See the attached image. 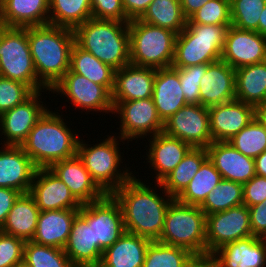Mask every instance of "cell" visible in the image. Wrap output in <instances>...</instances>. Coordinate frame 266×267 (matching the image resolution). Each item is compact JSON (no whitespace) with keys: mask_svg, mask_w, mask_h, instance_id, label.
Returning <instances> with one entry per match:
<instances>
[{"mask_svg":"<svg viewBox=\"0 0 266 267\" xmlns=\"http://www.w3.org/2000/svg\"><path fill=\"white\" fill-rule=\"evenodd\" d=\"M111 195L122 210L125 232L151 241H157L160 238L165 215L173 197L164 192L165 200L135 176Z\"/></svg>","mask_w":266,"mask_h":267,"instance_id":"obj_1","label":"cell"},{"mask_svg":"<svg viewBox=\"0 0 266 267\" xmlns=\"http://www.w3.org/2000/svg\"><path fill=\"white\" fill-rule=\"evenodd\" d=\"M28 41L37 78L51 90L70 69L74 31L52 24L32 26Z\"/></svg>","mask_w":266,"mask_h":267,"instance_id":"obj_2","label":"cell"},{"mask_svg":"<svg viewBox=\"0 0 266 267\" xmlns=\"http://www.w3.org/2000/svg\"><path fill=\"white\" fill-rule=\"evenodd\" d=\"M63 120L47 110L21 144L37 168H50L58 161L77 155L79 139Z\"/></svg>","mask_w":266,"mask_h":267,"instance_id":"obj_3","label":"cell"},{"mask_svg":"<svg viewBox=\"0 0 266 267\" xmlns=\"http://www.w3.org/2000/svg\"><path fill=\"white\" fill-rule=\"evenodd\" d=\"M73 31L80 48L115 71L130 64L128 22L90 18Z\"/></svg>","mask_w":266,"mask_h":267,"instance_id":"obj_4","label":"cell"},{"mask_svg":"<svg viewBox=\"0 0 266 267\" xmlns=\"http://www.w3.org/2000/svg\"><path fill=\"white\" fill-rule=\"evenodd\" d=\"M230 25L187 24L177 34L171 67L185 68L221 60Z\"/></svg>","mask_w":266,"mask_h":267,"instance_id":"obj_5","label":"cell"},{"mask_svg":"<svg viewBox=\"0 0 266 267\" xmlns=\"http://www.w3.org/2000/svg\"><path fill=\"white\" fill-rule=\"evenodd\" d=\"M130 64L154 69L171 67L177 33L139 19L128 22Z\"/></svg>","mask_w":266,"mask_h":267,"instance_id":"obj_6","label":"cell"},{"mask_svg":"<svg viewBox=\"0 0 266 267\" xmlns=\"http://www.w3.org/2000/svg\"><path fill=\"white\" fill-rule=\"evenodd\" d=\"M157 241L186 248L193 254L207 253L206 214L199 206L184 204L174 198L168 206L163 231Z\"/></svg>","mask_w":266,"mask_h":267,"instance_id":"obj_7","label":"cell"},{"mask_svg":"<svg viewBox=\"0 0 266 267\" xmlns=\"http://www.w3.org/2000/svg\"><path fill=\"white\" fill-rule=\"evenodd\" d=\"M0 76L20 81L34 92L49 90L37 78L28 41V27L0 28Z\"/></svg>","mask_w":266,"mask_h":267,"instance_id":"obj_8","label":"cell"},{"mask_svg":"<svg viewBox=\"0 0 266 267\" xmlns=\"http://www.w3.org/2000/svg\"><path fill=\"white\" fill-rule=\"evenodd\" d=\"M114 136H109L103 142L88 147V144L79 140L77 155L84 167L90 173L92 180L105 193L112 194L124 185L133 175L128 168L119 173L121 155Z\"/></svg>","mask_w":266,"mask_h":267,"instance_id":"obj_9","label":"cell"},{"mask_svg":"<svg viewBox=\"0 0 266 267\" xmlns=\"http://www.w3.org/2000/svg\"><path fill=\"white\" fill-rule=\"evenodd\" d=\"M163 132L192 148H207L213 142L208 107L187 104L164 123Z\"/></svg>","mask_w":266,"mask_h":267,"instance_id":"obj_10","label":"cell"},{"mask_svg":"<svg viewBox=\"0 0 266 267\" xmlns=\"http://www.w3.org/2000/svg\"><path fill=\"white\" fill-rule=\"evenodd\" d=\"M250 236V215L245 204L206 215L207 253H213L229 242Z\"/></svg>","mask_w":266,"mask_h":267,"instance_id":"obj_11","label":"cell"},{"mask_svg":"<svg viewBox=\"0 0 266 267\" xmlns=\"http://www.w3.org/2000/svg\"><path fill=\"white\" fill-rule=\"evenodd\" d=\"M63 250L75 267L99 266L103 252L94 242L93 202L81 206Z\"/></svg>","mask_w":266,"mask_h":267,"instance_id":"obj_12","label":"cell"},{"mask_svg":"<svg viewBox=\"0 0 266 267\" xmlns=\"http://www.w3.org/2000/svg\"><path fill=\"white\" fill-rule=\"evenodd\" d=\"M113 113L120 114L121 140L142 138L147 133L154 136L163 132L164 122L158 115L152 97L118 102L113 107Z\"/></svg>","mask_w":266,"mask_h":267,"instance_id":"obj_13","label":"cell"},{"mask_svg":"<svg viewBox=\"0 0 266 267\" xmlns=\"http://www.w3.org/2000/svg\"><path fill=\"white\" fill-rule=\"evenodd\" d=\"M50 91L59 94L61 92L77 108L113 112L111 93L104 86L94 83L70 69Z\"/></svg>","mask_w":266,"mask_h":267,"instance_id":"obj_14","label":"cell"},{"mask_svg":"<svg viewBox=\"0 0 266 267\" xmlns=\"http://www.w3.org/2000/svg\"><path fill=\"white\" fill-rule=\"evenodd\" d=\"M221 60L234 69L266 61V36L230 25Z\"/></svg>","mask_w":266,"mask_h":267,"instance_id":"obj_15","label":"cell"},{"mask_svg":"<svg viewBox=\"0 0 266 267\" xmlns=\"http://www.w3.org/2000/svg\"><path fill=\"white\" fill-rule=\"evenodd\" d=\"M29 194L40 211L81 209L82 206L50 168L37 169Z\"/></svg>","mask_w":266,"mask_h":267,"instance_id":"obj_16","label":"cell"},{"mask_svg":"<svg viewBox=\"0 0 266 267\" xmlns=\"http://www.w3.org/2000/svg\"><path fill=\"white\" fill-rule=\"evenodd\" d=\"M213 142H229L255 119V107L239 100L208 107Z\"/></svg>","mask_w":266,"mask_h":267,"instance_id":"obj_17","label":"cell"},{"mask_svg":"<svg viewBox=\"0 0 266 267\" xmlns=\"http://www.w3.org/2000/svg\"><path fill=\"white\" fill-rule=\"evenodd\" d=\"M40 94V91L34 92L23 103L0 115V130L6 136L4 145L21 146L36 122L48 110L38 101Z\"/></svg>","mask_w":266,"mask_h":267,"instance_id":"obj_18","label":"cell"},{"mask_svg":"<svg viewBox=\"0 0 266 267\" xmlns=\"http://www.w3.org/2000/svg\"><path fill=\"white\" fill-rule=\"evenodd\" d=\"M156 69L128 64L114 73L113 107L121 101L152 97Z\"/></svg>","mask_w":266,"mask_h":267,"instance_id":"obj_19","label":"cell"},{"mask_svg":"<svg viewBox=\"0 0 266 267\" xmlns=\"http://www.w3.org/2000/svg\"><path fill=\"white\" fill-rule=\"evenodd\" d=\"M4 148L0 150V187L29 193L38 168L21 146L5 145Z\"/></svg>","mask_w":266,"mask_h":267,"instance_id":"obj_20","label":"cell"},{"mask_svg":"<svg viewBox=\"0 0 266 267\" xmlns=\"http://www.w3.org/2000/svg\"><path fill=\"white\" fill-rule=\"evenodd\" d=\"M50 169L68 186L81 205L98 201L106 195L92 180L78 155L58 161Z\"/></svg>","mask_w":266,"mask_h":267,"instance_id":"obj_21","label":"cell"},{"mask_svg":"<svg viewBox=\"0 0 266 267\" xmlns=\"http://www.w3.org/2000/svg\"><path fill=\"white\" fill-rule=\"evenodd\" d=\"M124 232L122 210L111 194L93 202L94 242L102 252L113 245Z\"/></svg>","mask_w":266,"mask_h":267,"instance_id":"obj_22","label":"cell"},{"mask_svg":"<svg viewBox=\"0 0 266 267\" xmlns=\"http://www.w3.org/2000/svg\"><path fill=\"white\" fill-rule=\"evenodd\" d=\"M207 151L222 179L244 185L256 175L254 158L243 155L229 142H212Z\"/></svg>","mask_w":266,"mask_h":267,"instance_id":"obj_23","label":"cell"},{"mask_svg":"<svg viewBox=\"0 0 266 267\" xmlns=\"http://www.w3.org/2000/svg\"><path fill=\"white\" fill-rule=\"evenodd\" d=\"M200 104L211 107L236 99L235 69L219 60L207 66L200 83Z\"/></svg>","mask_w":266,"mask_h":267,"instance_id":"obj_24","label":"cell"},{"mask_svg":"<svg viewBox=\"0 0 266 267\" xmlns=\"http://www.w3.org/2000/svg\"><path fill=\"white\" fill-rule=\"evenodd\" d=\"M213 254L221 267H266V238L252 235L229 242Z\"/></svg>","mask_w":266,"mask_h":267,"instance_id":"obj_25","label":"cell"},{"mask_svg":"<svg viewBox=\"0 0 266 267\" xmlns=\"http://www.w3.org/2000/svg\"><path fill=\"white\" fill-rule=\"evenodd\" d=\"M152 99L164 123L188 104L182 91L179 73L173 67L156 69Z\"/></svg>","mask_w":266,"mask_h":267,"instance_id":"obj_26","label":"cell"},{"mask_svg":"<svg viewBox=\"0 0 266 267\" xmlns=\"http://www.w3.org/2000/svg\"><path fill=\"white\" fill-rule=\"evenodd\" d=\"M151 140L147 159L152 165L151 169L157 173L156 182L160 183L183 160L192 147L164 132L152 136Z\"/></svg>","mask_w":266,"mask_h":267,"instance_id":"obj_27","label":"cell"},{"mask_svg":"<svg viewBox=\"0 0 266 267\" xmlns=\"http://www.w3.org/2000/svg\"><path fill=\"white\" fill-rule=\"evenodd\" d=\"M49 11V0H0V19L5 27L49 24Z\"/></svg>","mask_w":266,"mask_h":267,"instance_id":"obj_28","label":"cell"},{"mask_svg":"<svg viewBox=\"0 0 266 267\" xmlns=\"http://www.w3.org/2000/svg\"><path fill=\"white\" fill-rule=\"evenodd\" d=\"M80 209L40 211L33 242L63 249Z\"/></svg>","mask_w":266,"mask_h":267,"instance_id":"obj_29","label":"cell"},{"mask_svg":"<svg viewBox=\"0 0 266 267\" xmlns=\"http://www.w3.org/2000/svg\"><path fill=\"white\" fill-rule=\"evenodd\" d=\"M150 239L124 232L102 253L98 267H142Z\"/></svg>","mask_w":266,"mask_h":267,"instance_id":"obj_30","label":"cell"},{"mask_svg":"<svg viewBox=\"0 0 266 267\" xmlns=\"http://www.w3.org/2000/svg\"><path fill=\"white\" fill-rule=\"evenodd\" d=\"M40 210L34 198L21 194L9 211L1 232L22 240L31 241L35 235Z\"/></svg>","mask_w":266,"mask_h":267,"instance_id":"obj_31","label":"cell"},{"mask_svg":"<svg viewBox=\"0 0 266 267\" xmlns=\"http://www.w3.org/2000/svg\"><path fill=\"white\" fill-rule=\"evenodd\" d=\"M235 93L254 107L266 101V61L235 69Z\"/></svg>","mask_w":266,"mask_h":267,"instance_id":"obj_32","label":"cell"},{"mask_svg":"<svg viewBox=\"0 0 266 267\" xmlns=\"http://www.w3.org/2000/svg\"><path fill=\"white\" fill-rule=\"evenodd\" d=\"M208 158L207 148H191L183 160L160 182V189L164 188L171 197L177 198Z\"/></svg>","mask_w":266,"mask_h":267,"instance_id":"obj_33","label":"cell"},{"mask_svg":"<svg viewBox=\"0 0 266 267\" xmlns=\"http://www.w3.org/2000/svg\"><path fill=\"white\" fill-rule=\"evenodd\" d=\"M70 70L104 86L110 93L113 90L115 70L76 43L73 44L70 53Z\"/></svg>","mask_w":266,"mask_h":267,"instance_id":"obj_34","label":"cell"},{"mask_svg":"<svg viewBox=\"0 0 266 267\" xmlns=\"http://www.w3.org/2000/svg\"><path fill=\"white\" fill-rule=\"evenodd\" d=\"M49 10V24L72 30L92 18L91 0H49Z\"/></svg>","mask_w":266,"mask_h":267,"instance_id":"obj_35","label":"cell"},{"mask_svg":"<svg viewBox=\"0 0 266 267\" xmlns=\"http://www.w3.org/2000/svg\"><path fill=\"white\" fill-rule=\"evenodd\" d=\"M221 180L220 172L215 168L213 162L207 158L195 173L188 186L176 199L184 204L200 206L206 196Z\"/></svg>","mask_w":266,"mask_h":267,"instance_id":"obj_36","label":"cell"},{"mask_svg":"<svg viewBox=\"0 0 266 267\" xmlns=\"http://www.w3.org/2000/svg\"><path fill=\"white\" fill-rule=\"evenodd\" d=\"M139 20L177 34L187 25L179 0H153Z\"/></svg>","mask_w":266,"mask_h":267,"instance_id":"obj_37","label":"cell"},{"mask_svg":"<svg viewBox=\"0 0 266 267\" xmlns=\"http://www.w3.org/2000/svg\"><path fill=\"white\" fill-rule=\"evenodd\" d=\"M242 204H244L243 185L234 181L222 179L206 196L204 202L199 207L206 215H209Z\"/></svg>","mask_w":266,"mask_h":267,"instance_id":"obj_38","label":"cell"},{"mask_svg":"<svg viewBox=\"0 0 266 267\" xmlns=\"http://www.w3.org/2000/svg\"><path fill=\"white\" fill-rule=\"evenodd\" d=\"M192 255L186 248L151 241L142 267H185Z\"/></svg>","mask_w":266,"mask_h":267,"instance_id":"obj_39","label":"cell"},{"mask_svg":"<svg viewBox=\"0 0 266 267\" xmlns=\"http://www.w3.org/2000/svg\"><path fill=\"white\" fill-rule=\"evenodd\" d=\"M23 262L31 267H75L63 249L26 241Z\"/></svg>","mask_w":266,"mask_h":267,"instance_id":"obj_40","label":"cell"},{"mask_svg":"<svg viewBox=\"0 0 266 267\" xmlns=\"http://www.w3.org/2000/svg\"><path fill=\"white\" fill-rule=\"evenodd\" d=\"M229 143L243 155L255 159L266 151V128L254 119L237 133Z\"/></svg>","mask_w":266,"mask_h":267,"instance_id":"obj_41","label":"cell"},{"mask_svg":"<svg viewBox=\"0 0 266 267\" xmlns=\"http://www.w3.org/2000/svg\"><path fill=\"white\" fill-rule=\"evenodd\" d=\"M266 0H230L231 25L258 32L260 14Z\"/></svg>","mask_w":266,"mask_h":267,"instance_id":"obj_42","label":"cell"},{"mask_svg":"<svg viewBox=\"0 0 266 267\" xmlns=\"http://www.w3.org/2000/svg\"><path fill=\"white\" fill-rule=\"evenodd\" d=\"M187 24L231 25L230 0H209L187 20Z\"/></svg>","mask_w":266,"mask_h":267,"instance_id":"obj_43","label":"cell"},{"mask_svg":"<svg viewBox=\"0 0 266 267\" xmlns=\"http://www.w3.org/2000/svg\"><path fill=\"white\" fill-rule=\"evenodd\" d=\"M33 93L28 85L0 76V115L23 103Z\"/></svg>","mask_w":266,"mask_h":267,"instance_id":"obj_44","label":"cell"},{"mask_svg":"<svg viewBox=\"0 0 266 267\" xmlns=\"http://www.w3.org/2000/svg\"><path fill=\"white\" fill-rule=\"evenodd\" d=\"M209 64H199L185 68H174L180 77V84L188 104H200V83Z\"/></svg>","mask_w":266,"mask_h":267,"instance_id":"obj_45","label":"cell"},{"mask_svg":"<svg viewBox=\"0 0 266 267\" xmlns=\"http://www.w3.org/2000/svg\"><path fill=\"white\" fill-rule=\"evenodd\" d=\"M25 241L0 231V267H16L23 261Z\"/></svg>","mask_w":266,"mask_h":267,"instance_id":"obj_46","label":"cell"},{"mask_svg":"<svg viewBox=\"0 0 266 267\" xmlns=\"http://www.w3.org/2000/svg\"><path fill=\"white\" fill-rule=\"evenodd\" d=\"M92 18L129 22L122 0H91Z\"/></svg>","mask_w":266,"mask_h":267,"instance_id":"obj_47","label":"cell"},{"mask_svg":"<svg viewBox=\"0 0 266 267\" xmlns=\"http://www.w3.org/2000/svg\"><path fill=\"white\" fill-rule=\"evenodd\" d=\"M266 199V177L255 175L243 185V203L254 206Z\"/></svg>","mask_w":266,"mask_h":267,"instance_id":"obj_48","label":"cell"},{"mask_svg":"<svg viewBox=\"0 0 266 267\" xmlns=\"http://www.w3.org/2000/svg\"><path fill=\"white\" fill-rule=\"evenodd\" d=\"M252 235L266 238V199L262 203L248 207Z\"/></svg>","mask_w":266,"mask_h":267,"instance_id":"obj_49","label":"cell"},{"mask_svg":"<svg viewBox=\"0 0 266 267\" xmlns=\"http://www.w3.org/2000/svg\"><path fill=\"white\" fill-rule=\"evenodd\" d=\"M21 194L16 189L0 187V229L6 221L9 211Z\"/></svg>","mask_w":266,"mask_h":267,"instance_id":"obj_50","label":"cell"},{"mask_svg":"<svg viewBox=\"0 0 266 267\" xmlns=\"http://www.w3.org/2000/svg\"><path fill=\"white\" fill-rule=\"evenodd\" d=\"M153 0H122L124 11L128 19H140Z\"/></svg>","mask_w":266,"mask_h":267,"instance_id":"obj_51","label":"cell"},{"mask_svg":"<svg viewBox=\"0 0 266 267\" xmlns=\"http://www.w3.org/2000/svg\"><path fill=\"white\" fill-rule=\"evenodd\" d=\"M218 264L213 253L193 254L185 267H215Z\"/></svg>","mask_w":266,"mask_h":267,"instance_id":"obj_52","label":"cell"},{"mask_svg":"<svg viewBox=\"0 0 266 267\" xmlns=\"http://www.w3.org/2000/svg\"><path fill=\"white\" fill-rule=\"evenodd\" d=\"M182 12L188 20L196 11H198L209 0H179Z\"/></svg>","mask_w":266,"mask_h":267,"instance_id":"obj_53","label":"cell"},{"mask_svg":"<svg viewBox=\"0 0 266 267\" xmlns=\"http://www.w3.org/2000/svg\"><path fill=\"white\" fill-rule=\"evenodd\" d=\"M254 160L256 175L266 177V151L261 153Z\"/></svg>","mask_w":266,"mask_h":267,"instance_id":"obj_54","label":"cell"},{"mask_svg":"<svg viewBox=\"0 0 266 267\" xmlns=\"http://www.w3.org/2000/svg\"><path fill=\"white\" fill-rule=\"evenodd\" d=\"M255 119L266 128V101L255 107Z\"/></svg>","mask_w":266,"mask_h":267,"instance_id":"obj_55","label":"cell"},{"mask_svg":"<svg viewBox=\"0 0 266 267\" xmlns=\"http://www.w3.org/2000/svg\"><path fill=\"white\" fill-rule=\"evenodd\" d=\"M258 33L266 36V5L263 7L260 14Z\"/></svg>","mask_w":266,"mask_h":267,"instance_id":"obj_56","label":"cell"},{"mask_svg":"<svg viewBox=\"0 0 266 267\" xmlns=\"http://www.w3.org/2000/svg\"><path fill=\"white\" fill-rule=\"evenodd\" d=\"M16 267H31V266L27 265L25 262L22 261Z\"/></svg>","mask_w":266,"mask_h":267,"instance_id":"obj_57","label":"cell"}]
</instances>
